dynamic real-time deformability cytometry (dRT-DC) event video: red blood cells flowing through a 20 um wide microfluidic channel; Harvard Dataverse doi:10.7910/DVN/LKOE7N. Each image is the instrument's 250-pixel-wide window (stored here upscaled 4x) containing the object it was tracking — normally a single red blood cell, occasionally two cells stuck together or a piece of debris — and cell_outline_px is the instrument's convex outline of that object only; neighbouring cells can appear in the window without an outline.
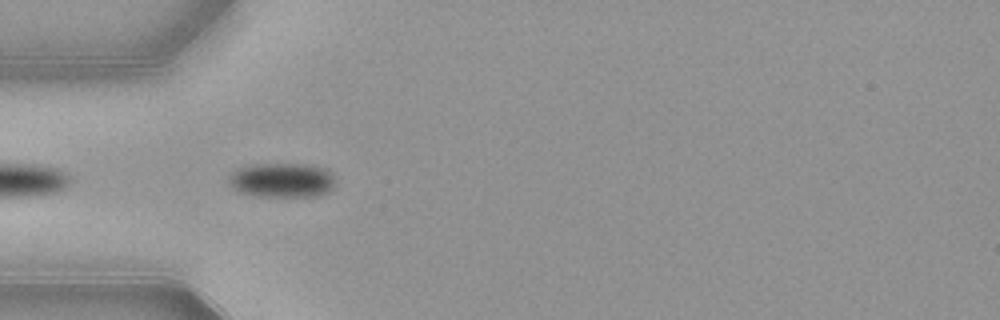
{"species": "common noctule bat (a hibernating species)", "species_latin": "Nyctalus noctula", "temperature_condition": "warm", "stored_images_in_passage": 9, "camera_frame_rate_fps": 3000, "um_per_image_px": 0.085, "animal": {"sex": "female", "body_mass_g": 21.9}, "frame": {"image": 1, "passage_image": 2, "time_ms": 0.333, "image_size_px": [1000, 320], "cell_outline_px": [[336, 180], [332, 188], [328, 192], [316, 196], [256, 196], [240, 192], [232, 188], [228, 180], [228, 176], [232, 172], [240, 168], [252, 164], [312, 164], [332, 172], [336, 176]], "centroid_in_image_um": [24.0, 15.31], "position_along_channel_um": 61.0, "area_um2": 21.68}}